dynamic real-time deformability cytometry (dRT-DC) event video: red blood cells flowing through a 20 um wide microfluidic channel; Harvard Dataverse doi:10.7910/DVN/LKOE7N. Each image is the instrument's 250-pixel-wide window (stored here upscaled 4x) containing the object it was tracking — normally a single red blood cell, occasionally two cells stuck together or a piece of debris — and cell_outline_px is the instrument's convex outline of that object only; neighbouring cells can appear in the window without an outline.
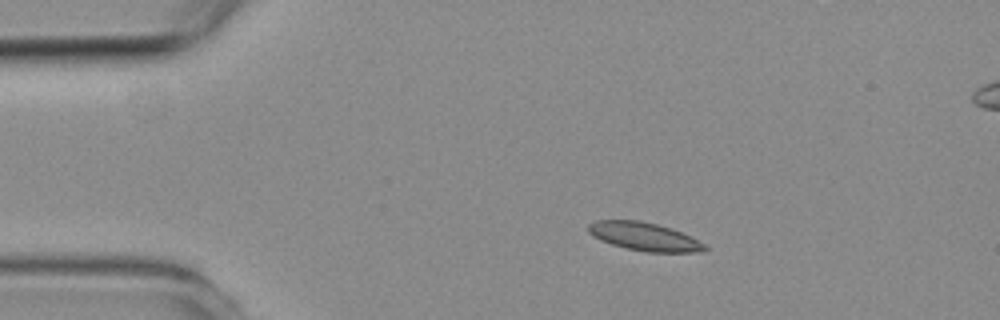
{"species": "common noctule bat (a hibernating species)", "species_latin": "Nyctalus noctula", "temperature_condition": "room temperature", "stored_images_in_passage": 6, "camera_frame_rate_fps": 3000, "um_per_image_px": 0.085, "animal": {"sex": "female", "body_mass_g": 19.3, "forearm_length_mm": 54.1}, "frame": {"image": 1, "passage_image": 2, "time_ms": 2.333, "image_size_px": [1000, 320], "cell_outline_px": [[708, 248], [704, 252], [648, 252], [624, 248], [600, 240], [592, 236], [588, 232], [588, 224], [596, 220], [640, 220], [672, 228], [704, 244]], "centroid_in_image_um": [54.73, 20.11], "position_along_channel_um": 30.3, "area_um2": 19.13}}
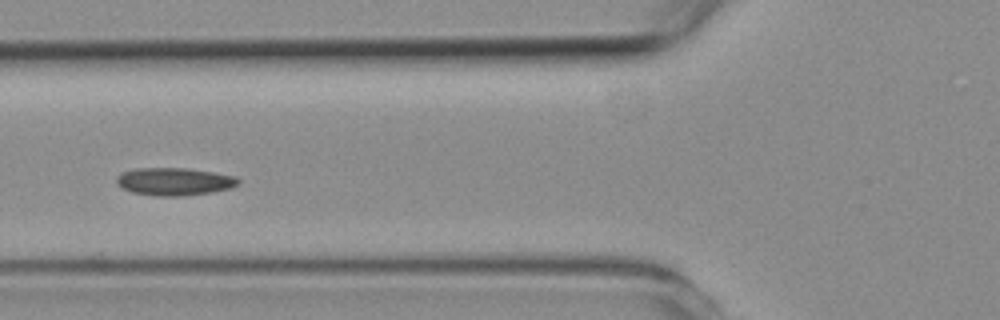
{"frame": {"image": 2, "passage_image": 5, "time_ms": 5.667, "image_size_px": [1000, 320], "cell_outline_px": [[240, 184], [232, 188], [212, 192], [184, 196], [152, 196], [132, 192], [116, 184], [116, 176], [120, 172], [136, 168], [188, 168], [236, 176], [240, 180]], "centroid_in_image_um": [14.82, 15.43], "position_along_channel_um": 111.0, "area_um2": 19.94}}
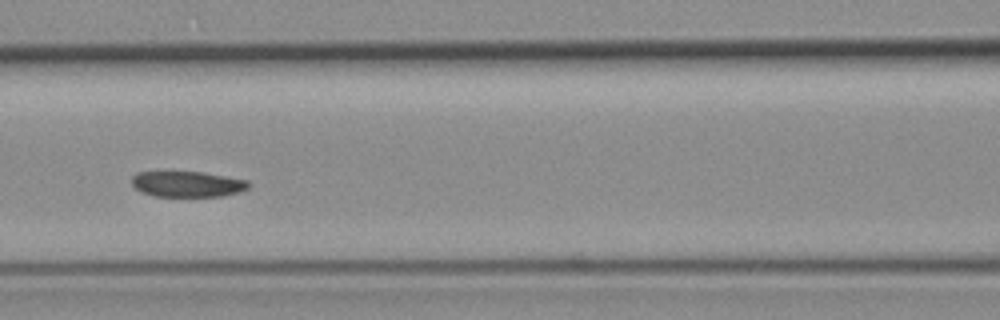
{"frame": {"image": 3, "passage_image": 6, "time_ms": 6.667, "image_size_px": [1000, 320], "cell_outline_px": [[252, 184], [248, 188], [240, 192], [224, 196], [156, 196], [140, 192], [132, 184], [132, 176], [136, 172], [204, 172], [248, 180]], "centroid_in_image_um": [15.96, 15.64], "position_along_channel_um": 150.6, "area_um2": 17.63}}